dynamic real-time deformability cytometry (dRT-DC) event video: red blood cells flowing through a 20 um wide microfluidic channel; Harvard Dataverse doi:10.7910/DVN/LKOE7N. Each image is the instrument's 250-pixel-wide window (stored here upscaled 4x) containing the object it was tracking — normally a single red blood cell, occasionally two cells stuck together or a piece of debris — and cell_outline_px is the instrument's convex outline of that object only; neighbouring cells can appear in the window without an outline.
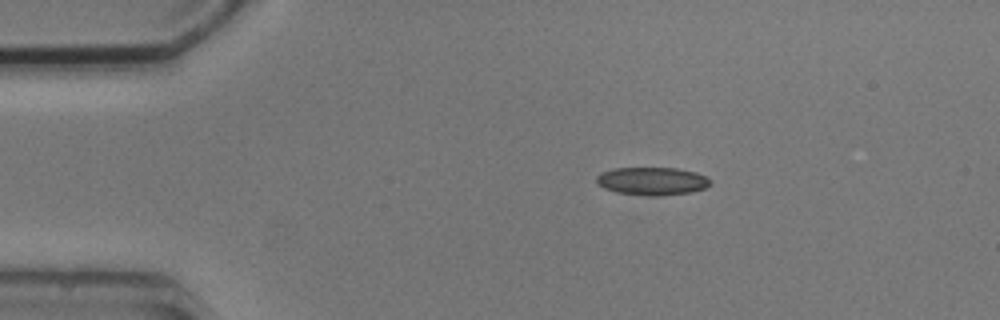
{"species": "common noctule bat (a hibernating species)", "species_latin": "Nyctalus noctula", "temperature_condition": "cold", "stored_images_in_passage": 8, "camera_frame_rate_fps": 3000, "um_per_image_px": 0.085, "animal": {"sex": "male", "body_mass_g": 20.5, "forearm_length_mm": 52.5}, "frame": {"image": 1, "passage_image": 2, "time_ms": 1.0, "image_size_px": [1000, 320], "cell_outline_px": [[712, 184], [704, 188], [692, 192], [660, 196], [648, 196], [616, 192], [604, 188], [596, 184], [596, 176], [600, 172], [612, 168], [676, 168], [696, 172], [712, 180]], "centroid_in_image_um": [55.41, 15.39], "position_along_channel_um": 29.6, "area_um2": 18.79}}
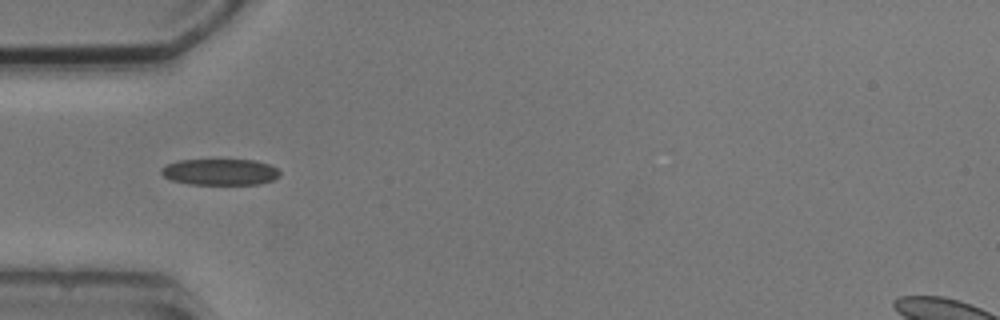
{"frame": {"image": 2, "passage_image": 4, "time_ms": 3.333, "image_size_px": [1000, 320], "cell_outline_px": [[280, 176], [272, 180], [256, 184], [188, 184], [172, 180], [164, 176], [160, 172], [160, 168], [168, 164], [180, 160], [256, 160], [268, 164], [276, 168], [280, 172]], "centroid_in_image_um": [18.7, 14.61], "position_along_channel_um": 66.3, "area_um2": 18.03}}